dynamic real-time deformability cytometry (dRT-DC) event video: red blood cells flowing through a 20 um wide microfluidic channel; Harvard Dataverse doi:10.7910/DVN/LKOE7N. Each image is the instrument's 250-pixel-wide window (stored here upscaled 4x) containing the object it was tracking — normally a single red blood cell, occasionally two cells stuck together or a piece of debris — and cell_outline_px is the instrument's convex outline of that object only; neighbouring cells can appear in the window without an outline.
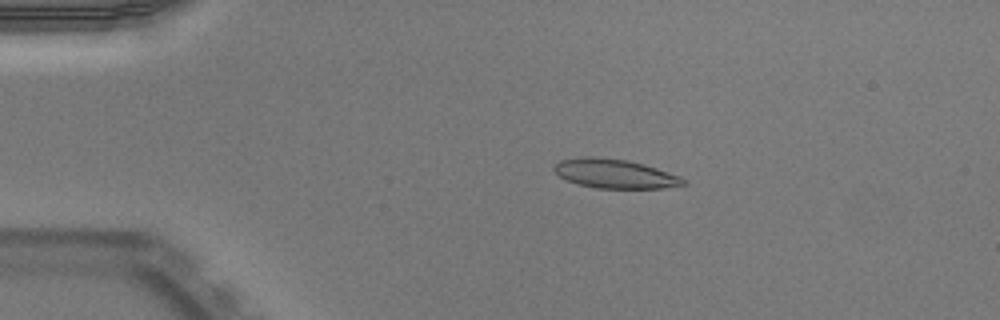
{"species": "Egyptian fruit bat (a non-hibernating species)", "species_latin": "Rousettus aegyptiacus", "temperature_condition": "warm", "stored_images_in_passage": 50, "camera_frame_rate_fps": 3000, "um_per_image_px": 0.085, "animal": {"sex": "male"}, "frame": {"image": 1, "passage_image": 10, "time_ms": 3.0, "image_size_px": [1000, 320], "cell_outline_px": [[688, 184], [660, 188], [596, 188], [580, 184], [568, 180], [560, 176], [552, 168], [560, 160], [588, 156], [592, 156], [624, 160], [644, 164], [680, 176], [688, 180]], "centroid_in_image_um": [52.3, 14.77], "position_along_channel_um": 32.7, "area_um2": 21.68}}
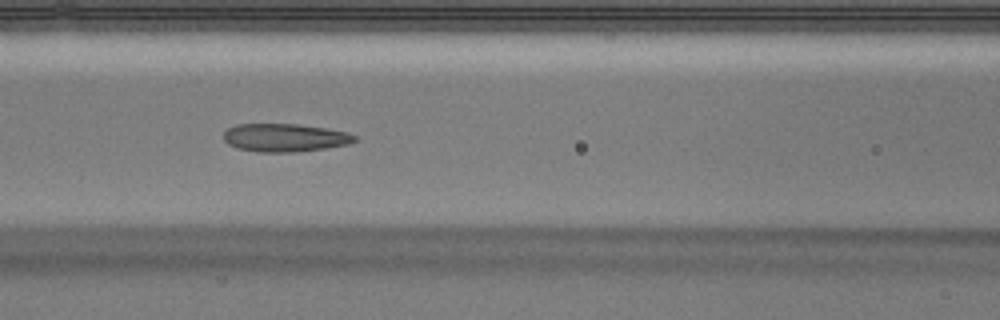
{"frame": {"image": 2, "passage_image": 22, "time_ms": 7.0, "image_size_px": [1000, 320], "cell_outline_px": [[356, 140], [348, 144], [324, 148], [292, 152], [256, 152], [236, 148], [228, 144], [224, 140], [224, 132], [228, 128], [236, 124], [296, 124], [324, 128], [344, 132], [356, 136]], "centroid_in_image_um": [24.14, 11.7], "position_along_channel_um": 142.5, "area_um2": 21.27}}
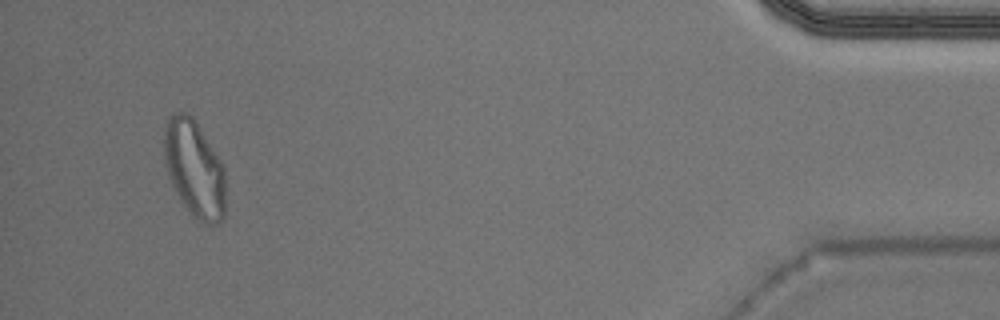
{"frame": {"image": 3, "passage_image": 48, "time_ms": 15.667, "image_size_px": [1000, 320], "cell_outline_px": [[224, 216], [216, 224], [204, 224], [192, 216], [180, 200], [172, 184], [164, 164], [164, 132], [168, 116], [172, 112], [188, 112], [192, 116], [220, 160], [224, 168]], "centroid_in_image_um": [16.49, 14.33], "position_along_channel_um": 418.7, "area_um2": 34.62}, "authors_computed_cell_mechanics": {"area_um2": 21.9929, "velocity_mm_per_s": 3.9832, "shape_relaxation_time_tau1_ms": null, "shape_relaxation_time_tau2_ms": 1.9932, "deformation_change_tau1": null, "deformation_change_tau2": 0.0947}}